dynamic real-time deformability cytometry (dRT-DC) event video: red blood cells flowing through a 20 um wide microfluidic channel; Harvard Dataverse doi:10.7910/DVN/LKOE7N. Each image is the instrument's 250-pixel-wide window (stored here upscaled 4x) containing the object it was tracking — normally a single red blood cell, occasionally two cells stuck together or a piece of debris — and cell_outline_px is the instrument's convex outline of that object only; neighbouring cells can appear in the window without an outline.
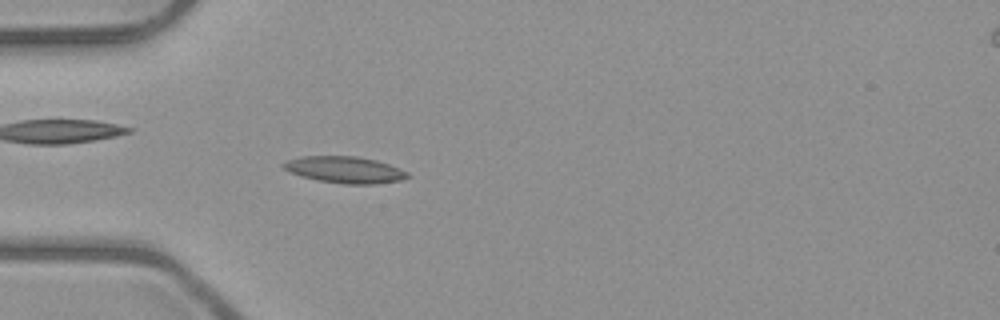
{"species": "common noctule bat (a hibernating species)", "species_latin": "Nyctalus noctula", "temperature_condition": "room temperature", "stored_images_in_passage": 5, "camera_frame_rate_fps": 3000, "um_per_image_px": 0.085, "animal": {"sex": "male", "body_mass_g": 23.1, "forearm_length_mm": 52.7}, "frame": {"image": 1, "passage_image": 5, "time_ms": 5.667, "image_size_px": [1000, 320], "cell_outline_px": [[412, 176], [400, 180], [376, 184], [344, 184], [316, 180], [300, 176], [284, 168], [280, 164], [288, 160], [300, 156], [356, 156], [376, 160], [388, 164], [408, 172]], "centroid_in_image_um": [29.31, 14.43], "position_along_channel_um": 55.7, "area_um2": 19.25}}